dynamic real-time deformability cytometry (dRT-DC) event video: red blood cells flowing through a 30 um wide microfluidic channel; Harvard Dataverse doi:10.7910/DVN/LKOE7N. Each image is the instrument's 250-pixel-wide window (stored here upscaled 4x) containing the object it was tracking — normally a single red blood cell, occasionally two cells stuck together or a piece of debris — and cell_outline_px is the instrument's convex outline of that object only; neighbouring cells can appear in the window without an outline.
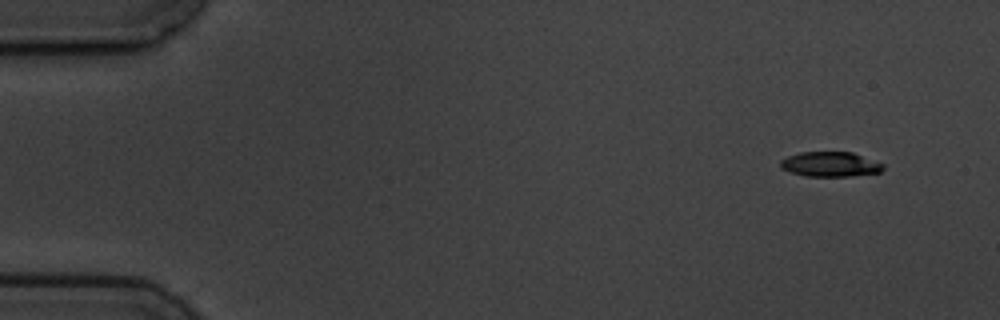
{"species": "common noctule bat (a hibernating species)", "species_latin": "Nyctalus noctula", "temperature_condition": "cold", "stored_images_in_passage": 9, "camera_frame_rate_fps": 3000, "um_per_image_px": 0.085, "animal": {"sex": "male", "body_mass_g": 19.5, "forearm_length_mm": 54.6}, "frame": {"image": 1, "passage_image": 1, "time_ms": 0.0, "image_size_px": [1000, 320], "cell_outline_px": [[884, 168], [880, 172], [852, 176], [804, 176], [780, 168], [780, 160], [788, 156], [800, 152], [852, 152], [884, 164]], "centroid_in_image_um": [70.56, 13.96], "position_along_channel_um": 14.4, "area_um2": 14.85}}
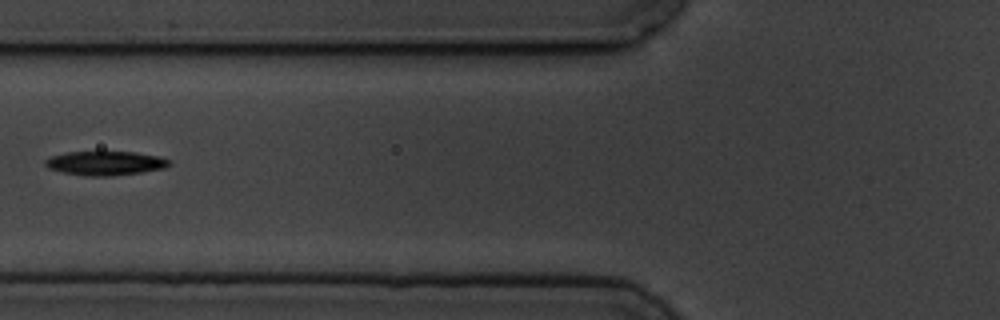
{"frame": {"image": 2, "passage_image": 6, "time_ms": 6.0, "image_size_px": [1000, 320], "cell_outline_px": [[172, 164], [164, 168], [140, 172], [112, 176], [84, 176], [64, 172], [48, 168], [44, 164], [44, 160], [52, 156], [68, 152], [136, 152], [160, 156], [168, 160]], "centroid_in_image_um": [8.96, 13.87], "position_along_channel_um": 116.8, "area_um2": 17.34}}
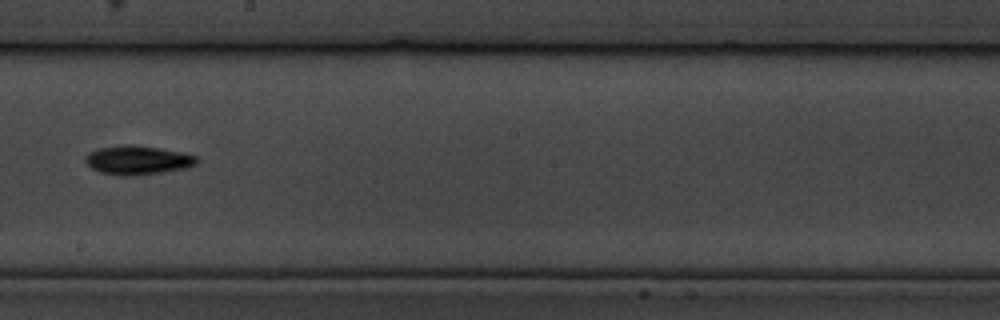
{"frame": {"image": 3, "passage_image": 9, "time_ms": 9.333, "image_size_px": [1000, 320], "cell_outline_px": [[200, 160], [196, 164], [188, 168], [164, 172], [136, 176], [120, 176], [100, 172], [92, 168], [84, 160], [84, 156], [88, 152], [100, 148], [128, 144], [132, 144], [160, 148], [184, 152], [196, 156]], "centroid_in_image_um": [11.73, 13.62], "position_along_channel_um": 236.5, "area_um2": 19.13}}